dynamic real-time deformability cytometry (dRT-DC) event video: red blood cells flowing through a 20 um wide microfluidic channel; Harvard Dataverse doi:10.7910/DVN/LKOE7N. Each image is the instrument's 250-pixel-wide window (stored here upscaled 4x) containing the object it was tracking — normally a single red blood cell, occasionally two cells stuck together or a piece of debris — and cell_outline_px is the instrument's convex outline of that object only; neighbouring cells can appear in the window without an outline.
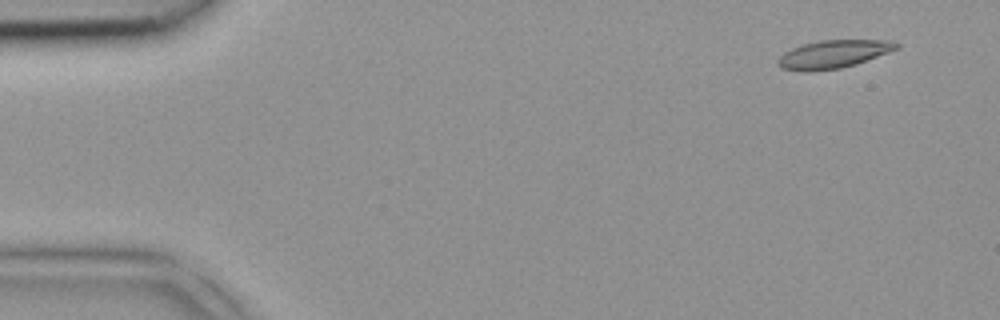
{"species": "common noctule bat (a hibernating species)", "species_latin": "Nyctalus noctula", "temperature_condition": "room temperature", "stored_images_in_passage": 4, "segment_of_instrument_passage": [2, 2], "camera_frame_rate_fps": 3000, "um_per_image_px": 0.085, "animal": {"sex": "female", "body_mass_g": 18.4}, "frame": {"image": 1, "passage_image": 4, "time_ms": 1.0, "image_size_px": [1000, 320], "cell_outline_px": [[900, 48], [856, 64], [840, 68], [808, 72], [804, 72], [780, 68], [776, 64], [776, 60], [784, 52], [792, 48], [804, 44], [820, 40], [896, 40], [900, 44]], "centroid_in_image_um": [70.84, 4.6], "position_along_channel_um": 14.2, "area_um2": 19.59}}